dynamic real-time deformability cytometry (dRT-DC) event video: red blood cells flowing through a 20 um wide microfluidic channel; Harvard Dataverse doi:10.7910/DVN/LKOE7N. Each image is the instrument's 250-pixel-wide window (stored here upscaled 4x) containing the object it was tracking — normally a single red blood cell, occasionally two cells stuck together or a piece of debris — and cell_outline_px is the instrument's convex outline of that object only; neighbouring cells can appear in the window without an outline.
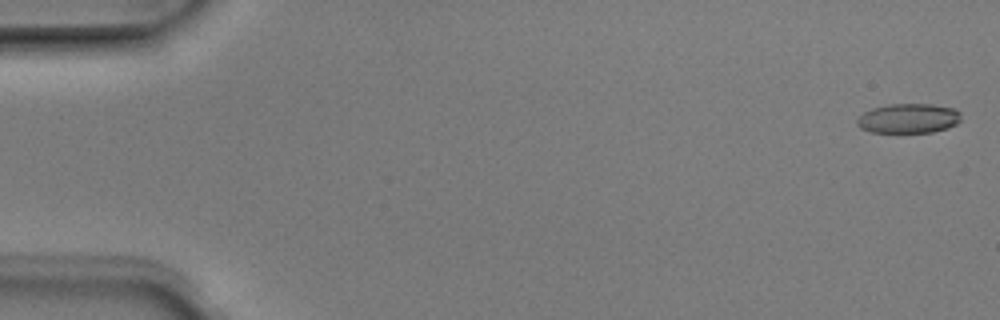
{"species": "Egyptian fruit bat (a non-hibernating species)", "species_latin": "Rousettus aegyptiacus", "temperature_condition": "room temperature", "stored_images_in_passage": 5, "camera_frame_rate_fps": 3000, "um_per_image_px": 0.085, "animal": {"sex": "male"}, "frame": {"image": 1, "passage_image": 1, "time_ms": 0.0, "image_size_px": [1000, 320], "cell_outline_px": [[960, 120], [956, 124], [948, 128], [932, 132], [900, 136], [872, 132], [860, 128], [856, 124], [856, 120], [864, 112], [872, 108], [888, 104], [932, 104], [956, 108], [960, 112]], "centroid_in_image_um": [77.2, 10.11], "position_along_channel_um": 7.8, "area_um2": 18.9}}
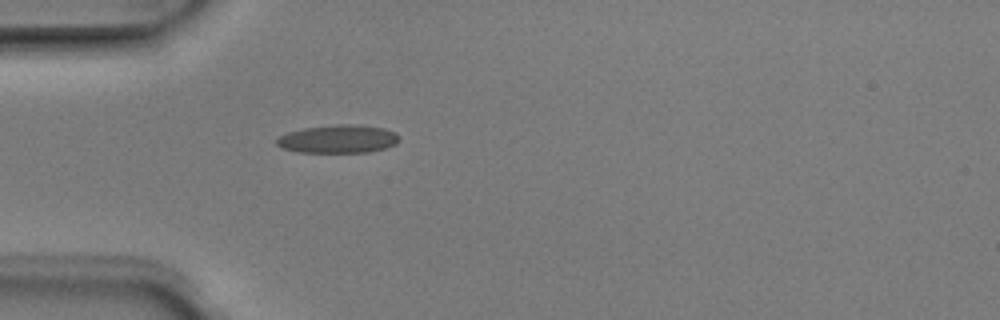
{"frame": {"image": 2, "passage_image": 5, "time_ms": 1.333, "image_size_px": [1000, 320], "cell_outline_px": [[400, 140], [396, 144], [384, 148], [368, 152], [300, 152], [284, 148], [276, 144], [276, 140], [280, 136], [288, 132], [304, 128], [336, 124], [352, 124], [384, 128], [396, 132], [400, 136]], "centroid_in_image_um": [28.78, 11.8], "position_along_channel_um": 56.2, "area_um2": 20.06}}